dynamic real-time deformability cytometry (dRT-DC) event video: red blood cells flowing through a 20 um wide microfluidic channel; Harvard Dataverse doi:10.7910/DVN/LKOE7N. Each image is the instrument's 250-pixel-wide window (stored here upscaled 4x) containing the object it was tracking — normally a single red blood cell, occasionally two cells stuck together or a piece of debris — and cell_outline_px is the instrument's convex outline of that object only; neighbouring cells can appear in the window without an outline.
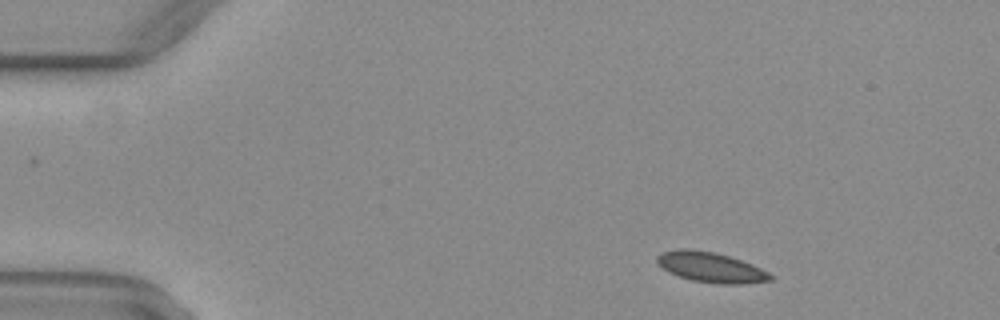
{"species": "common noctule bat (a hibernating species)", "species_latin": "Nyctalus noctula", "temperature_condition": "warm", "stored_images_in_passage": 24, "camera_frame_rate_fps": 3000, "um_per_image_px": 0.085, "animal": {"sex": "female", "body_mass_g": 29.2, "forearm_length_mm": 56.3}, "frame": {"image": 1, "passage_image": 1, "time_ms": 0.0, "image_size_px": [1000, 320], "cell_outline_px": [[772, 280], [744, 284], [720, 284], [692, 280], [668, 272], [656, 260], [656, 256], [660, 252], [680, 248], [684, 248], [712, 252], [728, 256], [752, 264], [768, 272], [772, 276]], "centroid_in_image_um": [60.41, 22.72], "position_along_channel_um": 24.6, "area_um2": 19.71}}
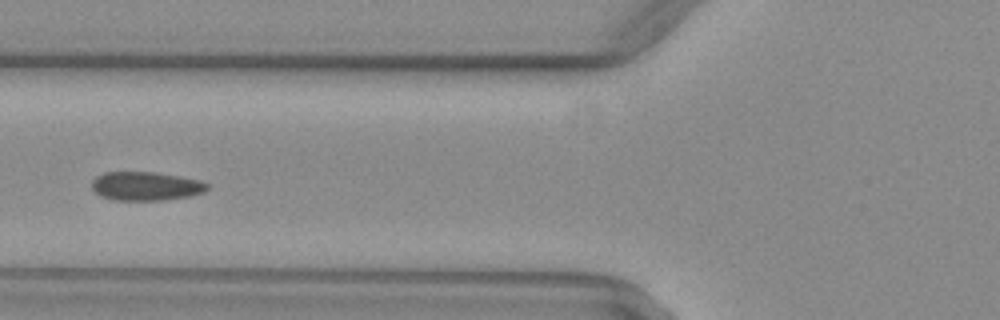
{"frame": {"image": 2, "passage_image": 14, "time_ms": 4.333, "image_size_px": [1000, 320], "cell_outline_px": [[208, 188], [204, 192], [188, 196], [164, 200], [116, 200], [100, 196], [92, 188], [92, 180], [96, 176], [104, 172], [152, 172], [200, 180], [208, 184]], "centroid_in_image_um": [12.37, 15.82], "position_along_channel_um": 113.4, "area_um2": 19.19}}
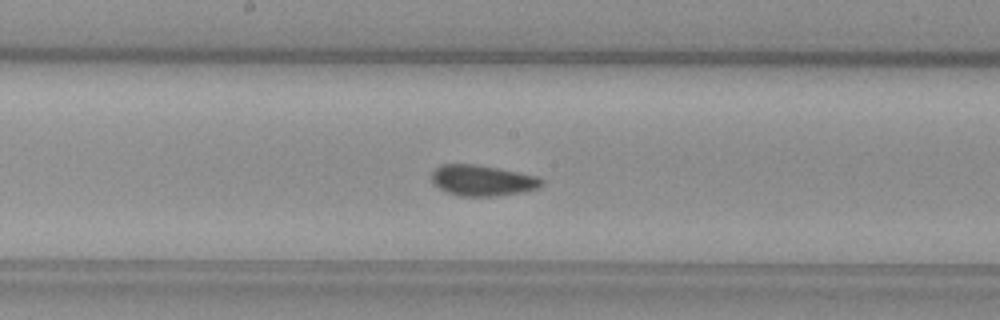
{"frame": {"image": 3, "passage_image": 21, "time_ms": 6.667, "image_size_px": [1000, 320], "cell_outline_px": [[544, 184], [540, 188], [524, 192], [496, 196], [460, 196], [448, 192], [432, 184], [432, 172], [440, 164], [476, 164], [536, 176], [544, 180]], "centroid_in_image_um": [41.01, 15.34], "position_along_channel_um": 207.2, "area_um2": 19.77}}